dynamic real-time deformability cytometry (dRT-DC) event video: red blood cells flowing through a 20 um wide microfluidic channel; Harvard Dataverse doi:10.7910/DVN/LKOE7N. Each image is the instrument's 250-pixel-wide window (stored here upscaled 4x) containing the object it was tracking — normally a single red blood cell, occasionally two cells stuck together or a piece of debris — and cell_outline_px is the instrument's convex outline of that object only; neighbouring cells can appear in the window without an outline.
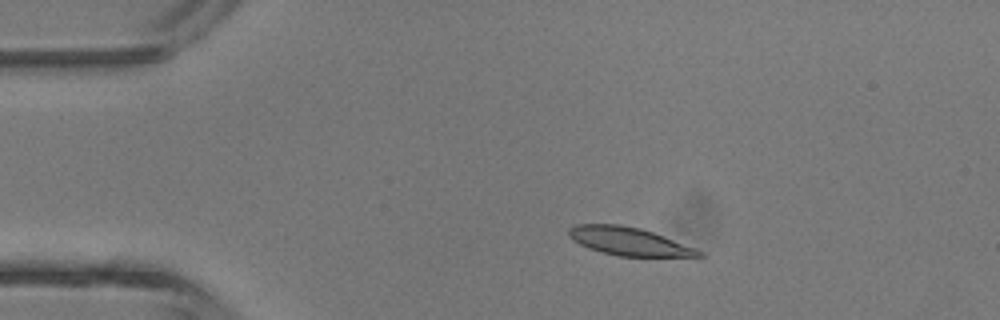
{"species": "common noctule bat (a hibernating species)", "species_latin": "Nyctalus noctula", "temperature_condition": "room temperature", "stored_images_in_passage": 2, "camera_frame_rate_fps": 3000, "um_per_image_px": 0.085, "animal": {"sex": "male", "body_mass_g": 13.3}, "frame": {"image": 1, "passage_image": 1, "time_ms": 0.0, "image_size_px": [1000, 320], "cell_outline_px": [[704, 256], [700, 260], [620, 256], [600, 252], [588, 248], [572, 240], [568, 236], [568, 228], [576, 224], [620, 224], [640, 228], [652, 232], [696, 248], [704, 252]], "centroid_in_image_um": [53.63, 20.58], "position_along_channel_um": 31.4, "area_um2": 22.43}}